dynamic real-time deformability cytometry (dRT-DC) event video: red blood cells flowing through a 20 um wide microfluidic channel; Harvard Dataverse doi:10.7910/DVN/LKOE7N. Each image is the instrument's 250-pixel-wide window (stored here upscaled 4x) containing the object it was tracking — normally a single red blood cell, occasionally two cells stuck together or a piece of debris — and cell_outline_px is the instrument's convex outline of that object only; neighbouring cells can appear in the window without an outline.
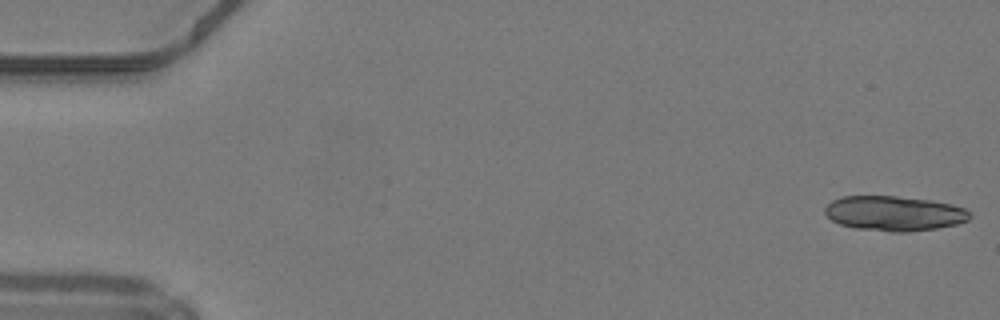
{"species": "common noctule bat (a hibernating species)", "species_latin": "Nyctalus noctula", "temperature_condition": "warm", "stored_images_in_passage": 49, "camera_frame_rate_fps": 3000, "um_per_image_px": 0.085, "animal": {"sex": "male", "body_mass_g": 19.2, "forearm_length_mm": 51.8}, "frame": {"image": 1, "passage_image": 1, "time_ms": 0.0, "image_size_px": [1000, 320], "cell_outline_px": [[972, 216], [968, 220], [956, 224], [936, 228], [908, 232], [892, 232], [856, 228], [840, 224], [832, 220], [824, 212], [824, 208], [832, 200], [844, 196], [896, 196], [932, 200], [952, 204], [964, 208]], "centroid_in_image_um": [76.01, 18.13], "position_along_channel_um": 9.0, "area_um2": 29.42}}
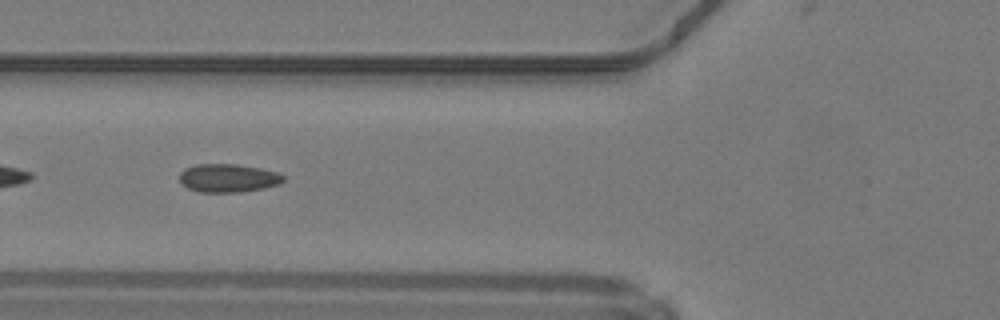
{"frame": {"image": 2, "passage_image": 19, "time_ms": 6.0, "image_size_px": [1000, 320], "cell_outline_px": [[284, 180], [280, 184], [264, 188], [236, 192], [200, 192], [188, 188], [180, 180], [180, 172], [184, 168], [196, 164], [236, 164], [260, 168], [276, 172], [284, 176]], "centroid_in_image_um": [19.39, 15.13], "position_along_channel_um": 106.4, "area_um2": 17.05}}
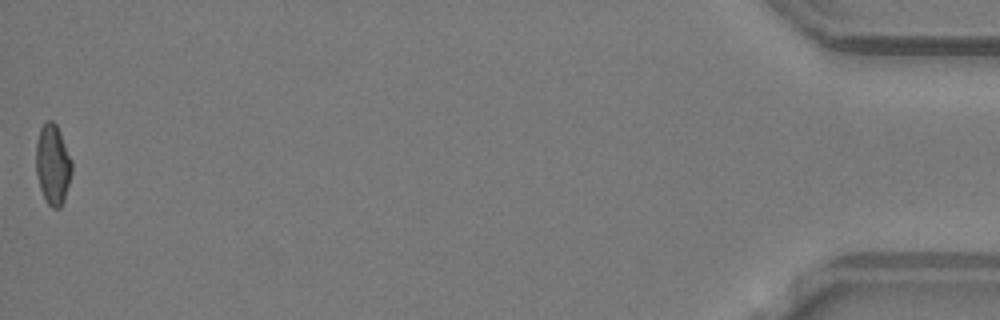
{"frame": {"image": 3, "passage_image": 49, "time_ms": 16.0, "image_size_px": [1000, 320], "cell_outline_px": [[72, 172], [64, 200], [60, 208], [52, 208], [48, 204], [40, 188], [36, 172], [36, 144], [40, 128], [48, 120], [52, 120], [56, 124], [60, 132], [72, 160]], "centroid_in_image_um": [4.49, 13.98], "position_along_channel_um": 430.7, "area_um2": 16.7}, "authors_computed_cell_mechanics": {"area_um2": 17.051, "velocity_mm_per_s": 4.2542, "shape_relaxation_time_tau1_ms": 7.1805, "shape_relaxation_time_tau2_ms": 0.9944, "deformation_change_tau1": 0.1598, "deformation_change_tau2": 0.0868}}